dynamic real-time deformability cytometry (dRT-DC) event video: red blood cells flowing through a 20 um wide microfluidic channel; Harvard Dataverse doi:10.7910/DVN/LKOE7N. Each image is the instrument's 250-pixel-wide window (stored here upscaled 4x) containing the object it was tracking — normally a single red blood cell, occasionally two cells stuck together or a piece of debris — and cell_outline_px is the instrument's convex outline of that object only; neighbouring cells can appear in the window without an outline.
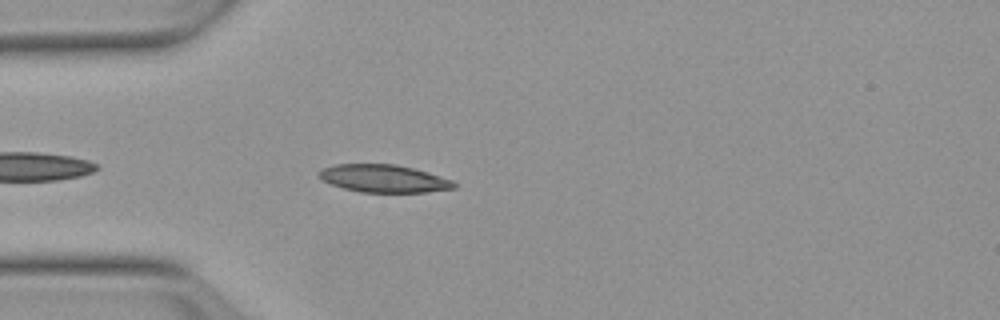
{"species": "Egyptian fruit bat (a non-hibernating species)", "species_latin": "Rousettus aegyptiacus", "temperature_condition": "warm", "stored_images_in_passage": 11, "camera_frame_rate_fps": 3000, "um_per_image_px": 0.085, "animal": {"sex": "female"}, "frame": {"image": 1, "passage_image": 4, "time_ms": 1.0, "image_size_px": [1000, 320], "cell_outline_px": [[456, 188], [428, 192], [360, 192], [344, 188], [332, 184], [324, 180], [316, 172], [324, 168], [336, 164], [396, 164], [428, 172], [452, 180], [456, 184]], "centroid_in_image_um": [32.64, 15.17], "position_along_channel_um": 52.4, "area_um2": 21.62}}
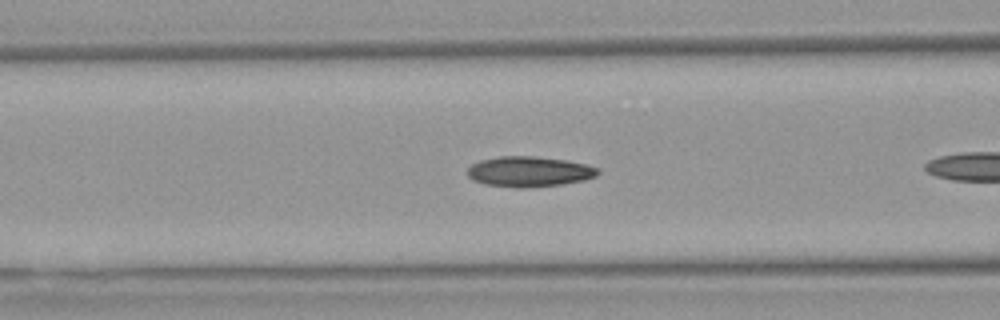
{"frame": {"image": 2, "passage_image": 7, "time_ms": 2.0, "image_size_px": [1000, 320], "cell_outline_px": [[600, 172], [596, 176], [584, 180], [564, 184], [524, 188], [516, 188], [484, 184], [472, 180], [468, 176], [468, 168], [472, 164], [480, 160], [500, 156], [532, 156], [568, 160], [588, 164], [600, 168]], "centroid_in_image_um": [45.01, 14.59], "position_along_channel_um": 121.6, "area_um2": 23.35}}
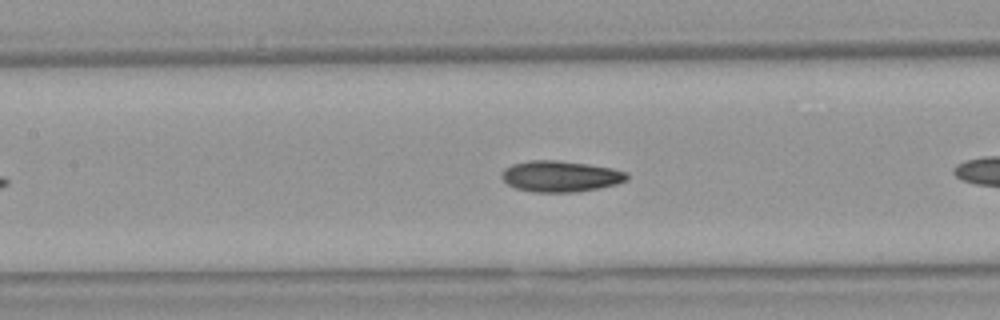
{"frame": {"image": 3, "passage_image": 10, "time_ms": 3.0, "image_size_px": [1000, 320], "cell_outline_px": [[628, 180], [616, 184], [600, 188], [576, 192], [532, 192], [516, 188], [508, 184], [500, 176], [500, 172], [504, 168], [512, 164], [528, 160], [556, 160], [588, 164], [612, 168], [628, 172]], "centroid_in_image_um": [47.63, 14.98], "position_along_channel_um": 159.8, "area_um2": 22.89}}